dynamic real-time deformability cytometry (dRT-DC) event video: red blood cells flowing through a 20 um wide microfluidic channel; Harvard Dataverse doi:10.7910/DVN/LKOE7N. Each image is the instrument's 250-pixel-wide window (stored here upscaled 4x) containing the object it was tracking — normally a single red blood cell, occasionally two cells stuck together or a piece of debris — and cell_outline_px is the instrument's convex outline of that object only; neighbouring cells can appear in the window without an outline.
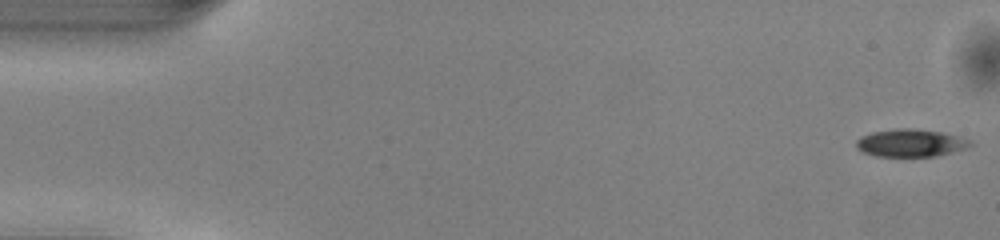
{"species": "common noctule bat (a hibernating species)", "species_latin": "Nyctalus noctula", "temperature_condition": "warm", "stored_images_in_passage": 50, "camera_frame_rate_fps": 3000, "um_per_image_px": 0.085, "animal": {"sex": "male", "body_mass_g": 13.0, "forearm_length_mm": 53.1}, "frame": {"image": 1, "passage_image": 1, "time_ms": 0.0, "image_size_px": [1000, 240], "cell_outline_px": [[972, 144], [968, 148], [936, 156], [876, 156], [864, 152], [856, 148], [856, 140], [860, 136], [872, 132], [900, 128], [908, 128], [940, 132], [956, 136], [968, 140]], "centroid_in_image_um": [77.36, 12.16], "position_along_channel_um": 7.6, "area_um2": 18.09}}
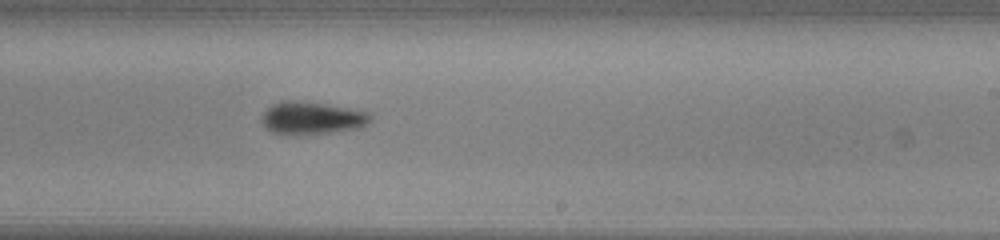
{"frame": {"image": 2, "passage_image": 30, "time_ms": 9.667, "image_size_px": [1000, 240], "cell_outline_px": [[372, 120], [368, 124], [360, 128], [328, 132], [272, 132], [260, 120], [264, 112], [272, 104], [284, 100], [324, 104], [368, 112], [372, 116]], "centroid_in_image_um": [26.55, 10.0], "position_along_channel_um": 262.4, "area_um2": 19.65}}
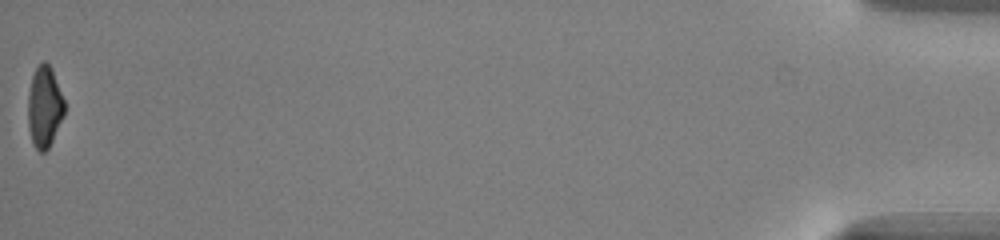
{"frame": {"image": 3, "passage_image": 50, "time_ms": 16.333, "image_size_px": [1000, 240], "cell_outline_px": [[64, 116], [48, 148], [44, 152], [40, 152], [32, 144], [28, 128], [28, 96], [32, 76], [36, 68], [44, 60], [52, 68], [64, 100]], "centroid_in_image_um": [3.77, 9.09], "position_along_channel_um": 431.4, "area_um2": 17.22}, "authors_computed_cell_mechanics": {"area_um2": 19.3052, "velocity_mm_per_s": 4.1076, "shape_relaxation_time_tau1_ms": 2.0759, "shape_relaxation_time_tau2_ms": null, "deformation_change_tau1": 0.1329, "deformation_change_tau2": null}}